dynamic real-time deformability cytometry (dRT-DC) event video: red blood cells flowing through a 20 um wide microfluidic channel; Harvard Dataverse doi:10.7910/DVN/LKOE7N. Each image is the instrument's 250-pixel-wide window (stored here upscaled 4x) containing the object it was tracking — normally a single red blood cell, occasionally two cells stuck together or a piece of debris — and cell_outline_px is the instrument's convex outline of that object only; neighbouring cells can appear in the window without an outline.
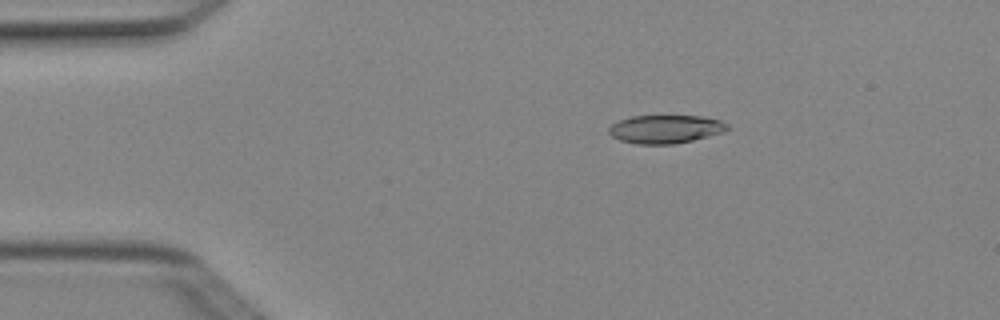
{"species": "Egyptian fruit bat (a non-hibernating species)", "species_latin": "Rousettus aegyptiacus", "temperature_condition": "cold", "stored_images_in_passage": 3, "camera_frame_rate_fps": 3000, "um_per_image_px": 0.085, "animal": {"sex": "female"}, "frame": {"image": 1, "passage_image": 2, "time_ms": 0.333, "image_size_px": [1000, 320], "cell_outline_px": [[732, 128], [720, 132], [692, 140], [672, 144], [636, 144], [620, 140], [612, 136], [608, 132], [608, 128], [612, 124], [620, 120], [632, 116], [704, 116], [720, 120], [728, 124]], "centroid_in_image_um": [56.55, 10.97], "position_along_channel_um": 28.4, "area_um2": 19.42}}